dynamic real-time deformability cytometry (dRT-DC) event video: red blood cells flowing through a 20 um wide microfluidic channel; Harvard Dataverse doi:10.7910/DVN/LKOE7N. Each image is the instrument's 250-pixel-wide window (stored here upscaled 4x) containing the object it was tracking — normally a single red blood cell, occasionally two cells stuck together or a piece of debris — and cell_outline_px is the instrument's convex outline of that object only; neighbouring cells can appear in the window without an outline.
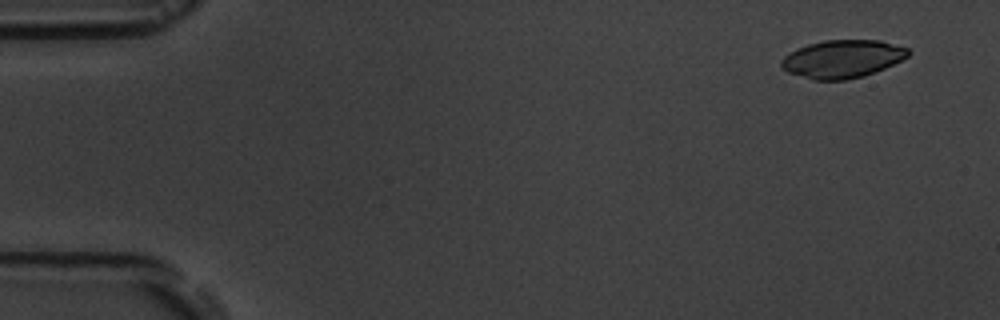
{"species": "common noctule bat (a hibernating species)", "species_latin": "Nyctalus noctula", "temperature_condition": "room temperature", "stored_images_in_passage": 5, "segment_of_instrument_passage": [1, 2], "camera_frame_rate_fps": 3000, "um_per_image_px": 0.085, "animal": {"sex": "male", "body_mass_g": 19.5, "forearm_length_mm": 54.6}, "frame": {"image": 1, "passage_image": 1, "time_ms": 0.0, "image_size_px": [1000, 320], "cell_outline_px": [[912, 52], [908, 56], [884, 68], [864, 76], [844, 80], [812, 80], [788, 72], [780, 64], [780, 60], [784, 56], [796, 48], [808, 44], [824, 40], [880, 40], [908, 48]], "centroid_in_image_um": [71.59, 5.0], "position_along_channel_um": 13.4, "area_um2": 28.03}}